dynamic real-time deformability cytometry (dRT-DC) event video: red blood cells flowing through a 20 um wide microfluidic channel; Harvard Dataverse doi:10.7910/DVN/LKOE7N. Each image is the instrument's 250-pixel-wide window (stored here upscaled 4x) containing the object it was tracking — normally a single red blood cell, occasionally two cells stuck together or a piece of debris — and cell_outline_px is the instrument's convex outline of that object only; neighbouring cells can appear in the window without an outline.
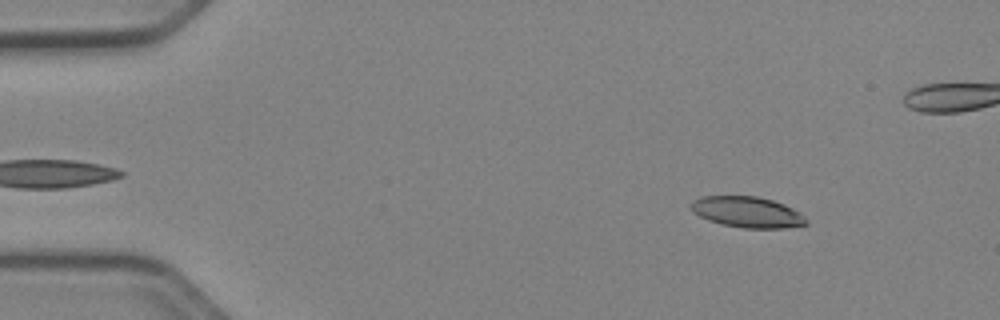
{"species": "Egyptian fruit bat (a non-hibernating species)", "species_latin": "Rousettus aegyptiacus", "temperature_condition": "cold", "stored_images_in_passage": 52, "camera_frame_rate_fps": 3000, "um_per_image_px": 0.085, "animal": {"sex": "female"}, "frame": {"image": 1, "passage_image": 6, "time_ms": 1.667, "image_size_px": [1000, 320], "cell_outline_px": [[808, 224], [784, 228], [744, 228], [724, 224], [708, 220], [692, 212], [692, 200], [700, 196], [756, 196], [772, 200], [784, 204], [800, 212], [808, 220]], "centroid_in_image_um": [63.54, 18.02], "position_along_channel_um": 21.5, "area_um2": 20.69}}
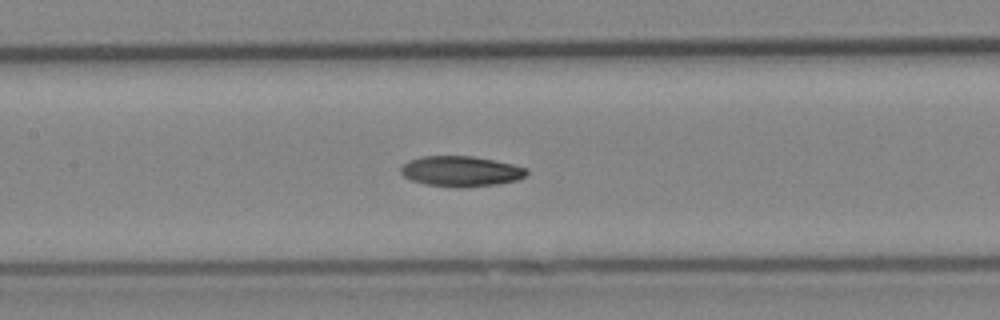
{"frame": {"image": 2, "passage_image": 24, "time_ms": 7.667, "image_size_px": [1000, 320], "cell_outline_px": [[528, 172], [524, 176], [516, 180], [496, 184], [460, 188], [456, 188], [424, 184], [412, 180], [404, 176], [400, 172], [400, 168], [408, 160], [424, 156], [472, 156], [512, 164], [528, 168]], "centroid_in_image_um": [39.15, 14.56], "position_along_channel_um": 168.2, "area_um2": 22.25}}
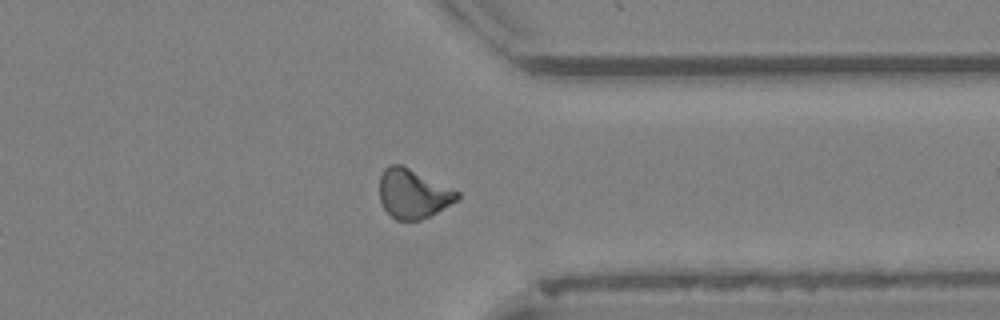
{"frame": {"image": 3, "passage_image": 40, "time_ms": 13.0, "image_size_px": [1000, 320], "cell_outline_px": [[460, 200], [420, 220], [396, 220], [384, 208], [380, 200], [380, 176], [384, 168], [392, 164], [400, 164], [460, 192]], "centroid_in_image_um": [35.12, 16.47], "position_along_channel_um": 376.3, "area_um2": 22.08}, "authors_computed_cell_mechanics": {"area_um2": 21.8484, "velocity_mm_per_s": 3.9498, "shape_relaxation_time_tau1_ms": 5.4541, "shape_relaxation_time_tau2_ms": null, "deformation_change_tau1": 0.1495, "deformation_change_tau2": null}}